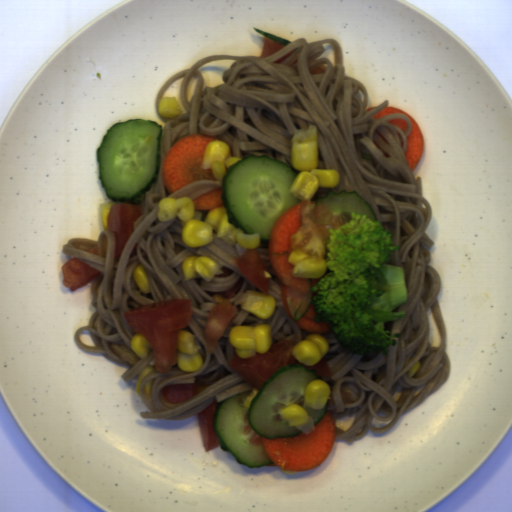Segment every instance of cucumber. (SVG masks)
Here are the masks:
<instances>
[{"label": "cucumber", "mask_w": 512, "mask_h": 512, "mask_svg": "<svg viewBox=\"0 0 512 512\" xmlns=\"http://www.w3.org/2000/svg\"><path fill=\"white\" fill-rule=\"evenodd\" d=\"M315 206L320 202L328 205L332 215H341L342 213L355 212L356 214H366L367 219L378 221L375 211L371 205L355 190L348 192L346 190L339 193L332 191L327 192L326 196L317 197Z\"/></svg>", "instance_id": "obj_4"}, {"label": "cucumber", "mask_w": 512, "mask_h": 512, "mask_svg": "<svg viewBox=\"0 0 512 512\" xmlns=\"http://www.w3.org/2000/svg\"><path fill=\"white\" fill-rule=\"evenodd\" d=\"M297 175L287 163L268 155L250 154L230 165L221 179L229 223L244 234L259 233L260 244L269 243L278 217L301 202L290 191Z\"/></svg>", "instance_id": "obj_2"}, {"label": "cucumber", "mask_w": 512, "mask_h": 512, "mask_svg": "<svg viewBox=\"0 0 512 512\" xmlns=\"http://www.w3.org/2000/svg\"><path fill=\"white\" fill-rule=\"evenodd\" d=\"M283 284L286 289L288 308L293 320L298 322L306 315L313 300L312 278L294 277L290 271L284 276Z\"/></svg>", "instance_id": "obj_5"}, {"label": "cucumber", "mask_w": 512, "mask_h": 512, "mask_svg": "<svg viewBox=\"0 0 512 512\" xmlns=\"http://www.w3.org/2000/svg\"><path fill=\"white\" fill-rule=\"evenodd\" d=\"M162 124L130 118L106 130L96 150L99 180L112 202L139 204L156 184L161 159Z\"/></svg>", "instance_id": "obj_3"}, {"label": "cucumber", "mask_w": 512, "mask_h": 512, "mask_svg": "<svg viewBox=\"0 0 512 512\" xmlns=\"http://www.w3.org/2000/svg\"><path fill=\"white\" fill-rule=\"evenodd\" d=\"M256 32L260 33L261 35L267 37L268 39H270L271 41H274V42H277L279 44H282V45H288L289 43L293 42V41H290L288 39H285V38H282L280 36H277V35H274L272 33H269L267 31H264L262 29H259L257 27H252Z\"/></svg>", "instance_id": "obj_6"}, {"label": "cucumber", "mask_w": 512, "mask_h": 512, "mask_svg": "<svg viewBox=\"0 0 512 512\" xmlns=\"http://www.w3.org/2000/svg\"><path fill=\"white\" fill-rule=\"evenodd\" d=\"M318 376L317 370L307 369L300 363L282 365L270 374L251 399L249 408L244 400L253 391L240 392L218 402L215 406L212 431L216 434L219 448L233 455L238 464L260 469L275 464L266 453L260 437L267 439L299 436L303 431L291 427L279 410L300 405L313 417L314 426L324 417L329 399L321 410L305 407V391Z\"/></svg>", "instance_id": "obj_1"}]
</instances>
